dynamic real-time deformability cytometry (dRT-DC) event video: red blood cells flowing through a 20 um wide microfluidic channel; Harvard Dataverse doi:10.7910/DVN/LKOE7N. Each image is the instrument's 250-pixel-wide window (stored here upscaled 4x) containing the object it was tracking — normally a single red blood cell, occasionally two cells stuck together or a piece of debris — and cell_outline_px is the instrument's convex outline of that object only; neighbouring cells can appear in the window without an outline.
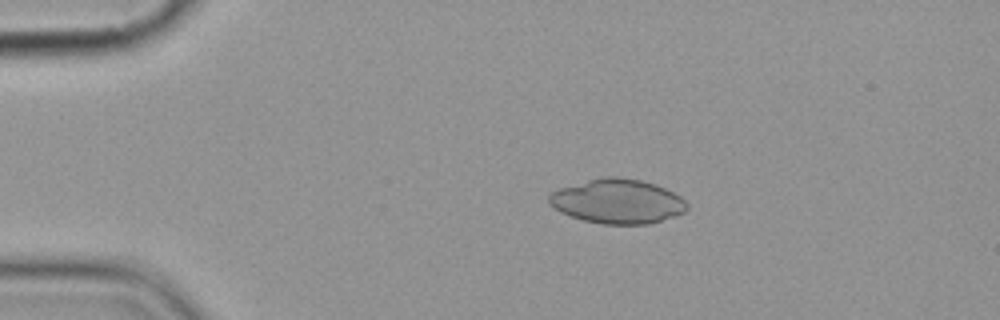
{"species": "common noctule bat (a hibernating species)", "species_latin": "Nyctalus noctula", "temperature_condition": "cold", "stored_images_in_passage": 6, "camera_frame_rate_fps": 3000, "um_per_image_px": 0.085, "animal": {"sex": "female", "body_mass_g": 19.9}, "frame": {"image": 1, "passage_image": 4, "time_ms": 3.667, "image_size_px": [1000, 320], "cell_outline_px": [[688, 208], [684, 212], [648, 224], [600, 224], [584, 220], [560, 212], [548, 204], [548, 196], [552, 192], [560, 188], [588, 180], [604, 176], [616, 176], [640, 180], [656, 184], [680, 196], [688, 204]], "centroid_in_image_um": [52.47, 17.11], "position_along_channel_um": 32.5, "area_um2": 35.55}}